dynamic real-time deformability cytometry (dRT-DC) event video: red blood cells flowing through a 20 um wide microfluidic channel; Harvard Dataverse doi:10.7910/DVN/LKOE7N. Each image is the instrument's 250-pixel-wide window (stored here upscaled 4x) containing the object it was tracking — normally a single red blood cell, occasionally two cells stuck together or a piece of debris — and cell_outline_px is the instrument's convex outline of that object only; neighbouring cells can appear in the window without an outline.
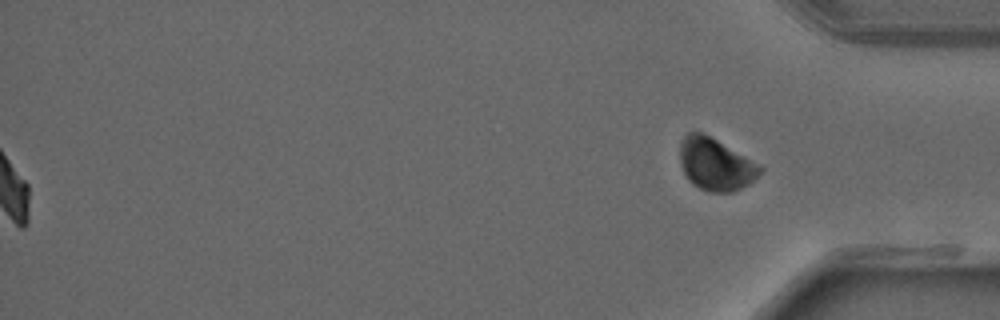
{"species": "common noctule bat (a hibernating species)", "species_latin": "Nyctalus noctula", "temperature_condition": "warm", "stored_images_in_passage": 42, "segment_of_instrument_passage": [2, 2], "camera_frame_rate_fps": 3000, "um_per_image_px": 0.085, "animal": {"sex": "male", "forearm_length_mm": 52.5}, "frame": {"image": 1, "passage_image": 42, "time_ms": 13.667, "image_size_px": [1000, 320], "cell_outline_px": [[764, 168], [748, 184], [732, 192], [708, 192], [692, 184], [688, 180], [680, 164], [680, 140], [688, 132], [704, 132], [760, 164]], "centroid_in_image_um": [60.8, 13.94], "position_along_channel_um": 374.4, "area_um2": 24.51}}